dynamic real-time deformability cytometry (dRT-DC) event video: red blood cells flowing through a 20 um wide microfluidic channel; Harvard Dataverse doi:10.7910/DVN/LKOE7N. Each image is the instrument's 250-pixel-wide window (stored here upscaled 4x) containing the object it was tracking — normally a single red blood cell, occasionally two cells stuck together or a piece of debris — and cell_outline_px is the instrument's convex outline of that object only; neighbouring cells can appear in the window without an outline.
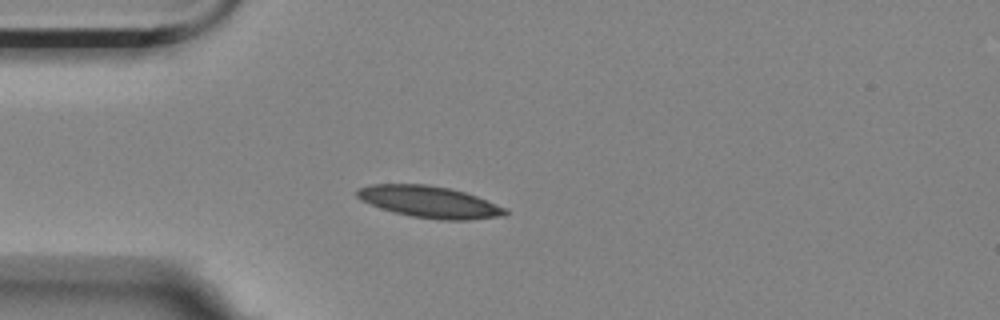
{"species": "Egyptian fruit bat (a non-hibernating species)", "species_latin": "Rousettus aegyptiacus", "temperature_condition": "room temperature", "stored_images_in_passage": 7, "camera_frame_rate_fps": 3000, "um_per_image_px": 0.085, "animal": {"sex": "female"}, "frame": {"image": 1, "passage_image": 4, "time_ms": 1.0, "image_size_px": [1000, 320], "cell_outline_px": [[508, 212], [504, 216], [472, 220], [440, 220], [412, 216], [392, 212], [380, 208], [360, 200], [356, 196], [356, 188], [368, 184], [428, 184], [448, 188], [464, 192], [476, 196], [504, 208]], "centroid_in_image_um": [36.44, 17.16], "position_along_channel_um": 48.6, "area_um2": 27.4}}
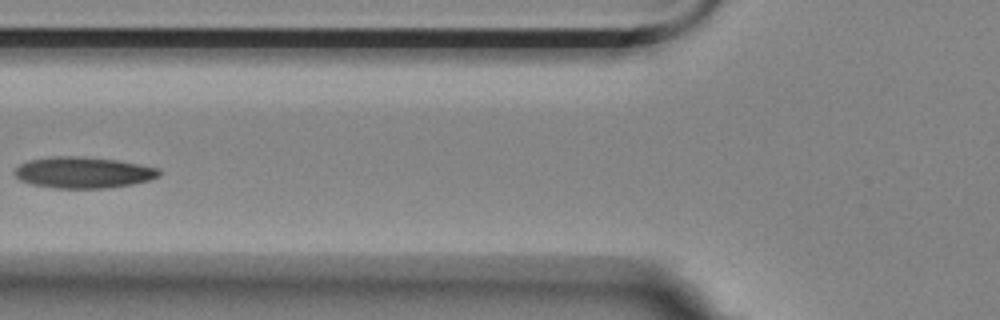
{"frame": {"image": 2, "passage_image": 6, "time_ms": 1.667, "image_size_px": [1000, 320], "cell_outline_px": [[160, 176], [148, 180], [132, 184], [104, 188], [56, 188], [32, 184], [20, 180], [12, 172], [20, 164], [28, 160], [52, 156], [80, 156], [116, 160], [160, 168]], "centroid_in_image_um": [7.05, 14.65], "position_along_channel_um": 118.7, "area_um2": 26.24}}
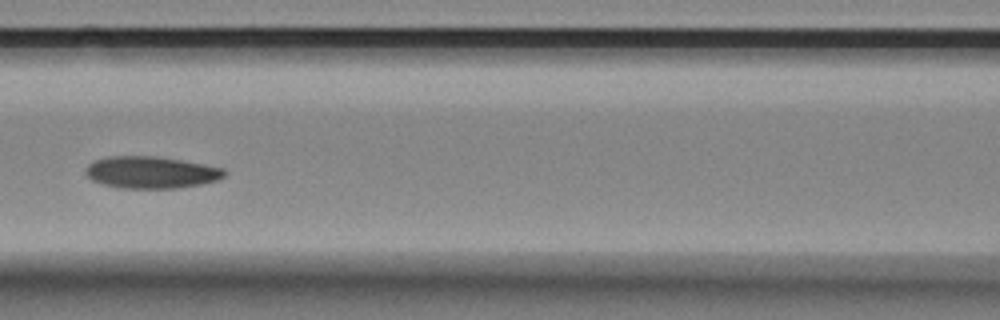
{"frame": {"image": 3, "passage_image": 7, "time_ms": 2.0, "image_size_px": [1000, 320], "cell_outline_px": [[228, 172], [220, 180], [180, 188], [116, 188], [92, 180], [84, 172], [88, 164], [96, 160], [108, 156], [156, 156], [204, 164], [224, 168]], "centroid_in_image_um": [12.86, 14.65], "position_along_channel_um": 153.7, "area_um2": 25.95}}